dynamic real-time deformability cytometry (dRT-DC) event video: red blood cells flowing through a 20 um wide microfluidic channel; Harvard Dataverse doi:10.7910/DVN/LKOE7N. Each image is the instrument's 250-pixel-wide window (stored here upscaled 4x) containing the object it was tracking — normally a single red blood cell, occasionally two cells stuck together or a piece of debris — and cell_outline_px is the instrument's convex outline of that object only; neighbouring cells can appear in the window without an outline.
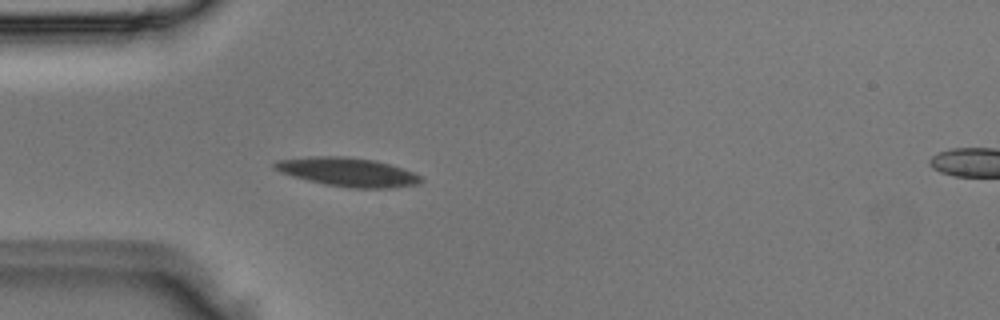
{"species": "Egyptian fruit bat (a non-hibernating species)", "species_latin": "Rousettus aegyptiacus", "temperature_condition": "room temperature", "stored_images_in_passage": 4, "segment_of_instrument_passage": [1, 2], "camera_frame_rate_fps": 3000, "um_per_image_px": 0.085, "animal": {"sex": "male"}, "frame": {"image": 1, "passage_image": 3, "time_ms": 0.667, "image_size_px": [1000, 320], "cell_outline_px": [[424, 180], [420, 184], [388, 188], [352, 188], [324, 184], [292, 176], [280, 172], [272, 164], [280, 160], [308, 156], [344, 156], [376, 160], [404, 168], [424, 176]], "centroid_in_image_um": [29.64, 14.62], "position_along_channel_um": 55.4, "area_um2": 24.74}}